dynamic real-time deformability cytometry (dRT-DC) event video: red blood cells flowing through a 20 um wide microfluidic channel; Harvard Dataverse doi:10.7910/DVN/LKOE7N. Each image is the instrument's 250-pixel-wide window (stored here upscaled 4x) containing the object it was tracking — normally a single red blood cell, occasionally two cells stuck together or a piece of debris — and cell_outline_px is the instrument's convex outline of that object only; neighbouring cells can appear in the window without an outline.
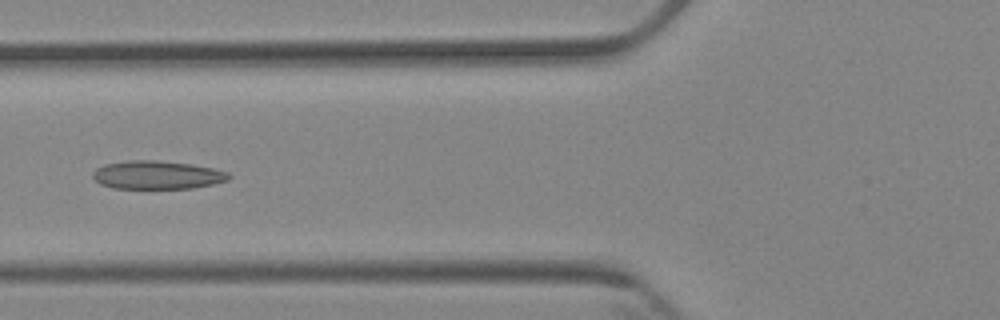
{"species": "Egyptian fruit bat (a non-hibernating species)", "species_latin": "Rousettus aegyptiacus", "temperature_condition": "cold", "stored_images_in_passage": 6, "camera_frame_rate_fps": 3000, "um_per_image_px": 0.085, "animal": {"sex": "female"}, "frame": {"image": 1, "passage_image": 5, "time_ms": 5.667, "image_size_px": [1000, 320], "cell_outline_px": [[232, 176], [228, 180], [212, 184], [192, 188], [112, 188], [100, 184], [92, 176], [92, 172], [96, 168], [104, 164], [128, 160], [156, 160], [192, 164], [212, 168], [228, 172]], "centroid_in_image_um": [13.34, 14.86], "position_along_channel_um": 112.5, "area_um2": 22.48}}
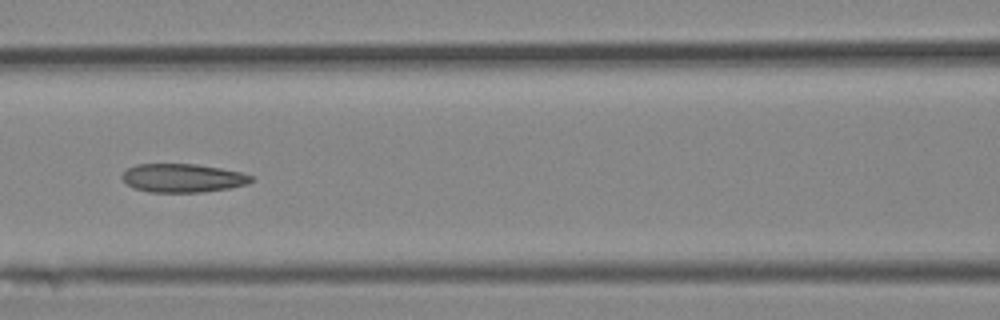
{"frame": {"image": 2, "passage_image": 6, "time_ms": 6.667, "image_size_px": [1000, 320], "cell_outline_px": [[256, 180], [248, 184], [228, 188], [200, 192], [148, 192], [136, 188], [128, 184], [120, 176], [128, 168], [136, 164], [196, 164], [220, 168], [240, 172], [252, 176]], "centroid_in_image_um": [15.55, 15.13], "position_along_channel_um": 151.0, "area_um2": 21.39}}